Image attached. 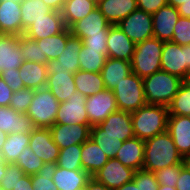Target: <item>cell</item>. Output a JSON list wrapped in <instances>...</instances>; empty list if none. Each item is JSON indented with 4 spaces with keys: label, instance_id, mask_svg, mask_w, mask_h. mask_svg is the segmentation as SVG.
Masks as SVG:
<instances>
[{
    "label": "cell",
    "instance_id": "6da1fadb",
    "mask_svg": "<svg viewBox=\"0 0 190 190\" xmlns=\"http://www.w3.org/2000/svg\"><path fill=\"white\" fill-rule=\"evenodd\" d=\"M182 163L183 157L167 131L145 140L143 170L156 172Z\"/></svg>",
    "mask_w": 190,
    "mask_h": 190
},
{
    "label": "cell",
    "instance_id": "7a4b0ae2",
    "mask_svg": "<svg viewBox=\"0 0 190 190\" xmlns=\"http://www.w3.org/2000/svg\"><path fill=\"white\" fill-rule=\"evenodd\" d=\"M168 107L146 104L131 112L135 137L146 140L167 131Z\"/></svg>",
    "mask_w": 190,
    "mask_h": 190
},
{
    "label": "cell",
    "instance_id": "3957f363",
    "mask_svg": "<svg viewBox=\"0 0 190 190\" xmlns=\"http://www.w3.org/2000/svg\"><path fill=\"white\" fill-rule=\"evenodd\" d=\"M182 82L179 77L163 70L143 78L146 103L168 106Z\"/></svg>",
    "mask_w": 190,
    "mask_h": 190
},
{
    "label": "cell",
    "instance_id": "277c9868",
    "mask_svg": "<svg viewBox=\"0 0 190 190\" xmlns=\"http://www.w3.org/2000/svg\"><path fill=\"white\" fill-rule=\"evenodd\" d=\"M163 44L155 37L137 43L130 61L132 72L143 79L161 70Z\"/></svg>",
    "mask_w": 190,
    "mask_h": 190
},
{
    "label": "cell",
    "instance_id": "5b68a950",
    "mask_svg": "<svg viewBox=\"0 0 190 190\" xmlns=\"http://www.w3.org/2000/svg\"><path fill=\"white\" fill-rule=\"evenodd\" d=\"M60 102L49 89L34 90V97L26 114L31 118L35 127L50 128L55 124V118Z\"/></svg>",
    "mask_w": 190,
    "mask_h": 190
},
{
    "label": "cell",
    "instance_id": "8992f818",
    "mask_svg": "<svg viewBox=\"0 0 190 190\" xmlns=\"http://www.w3.org/2000/svg\"><path fill=\"white\" fill-rule=\"evenodd\" d=\"M112 91L120 111L133 112L147 104L144 95L143 79L133 72Z\"/></svg>",
    "mask_w": 190,
    "mask_h": 190
},
{
    "label": "cell",
    "instance_id": "52a82bcc",
    "mask_svg": "<svg viewBox=\"0 0 190 190\" xmlns=\"http://www.w3.org/2000/svg\"><path fill=\"white\" fill-rule=\"evenodd\" d=\"M161 70L185 81L190 73V44L180 46L172 41H165L161 57Z\"/></svg>",
    "mask_w": 190,
    "mask_h": 190
},
{
    "label": "cell",
    "instance_id": "ba28073f",
    "mask_svg": "<svg viewBox=\"0 0 190 190\" xmlns=\"http://www.w3.org/2000/svg\"><path fill=\"white\" fill-rule=\"evenodd\" d=\"M152 14L136 9L122 19L117 26L135 43L153 37Z\"/></svg>",
    "mask_w": 190,
    "mask_h": 190
},
{
    "label": "cell",
    "instance_id": "9c48e42d",
    "mask_svg": "<svg viewBox=\"0 0 190 190\" xmlns=\"http://www.w3.org/2000/svg\"><path fill=\"white\" fill-rule=\"evenodd\" d=\"M85 106L91 126L98 125L103 122L108 115L118 111L114 93L108 89H104L95 95L87 97Z\"/></svg>",
    "mask_w": 190,
    "mask_h": 190
},
{
    "label": "cell",
    "instance_id": "30bf717a",
    "mask_svg": "<svg viewBox=\"0 0 190 190\" xmlns=\"http://www.w3.org/2000/svg\"><path fill=\"white\" fill-rule=\"evenodd\" d=\"M47 83L46 88L60 102H66L71 96L77 92L74 83V74L63 68H53L49 63L46 64Z\"/></svg>",
    "mask_w": 190,
    "mask_h": 190
},
{
    "label": "cell",
    "instance_id": "8fae6325",
    "mask_svg": "<svg viewBox=\"0 0 190 190\" xmlns=\"http://www.w3.org/2000/svg\"><path fill=\"white\" fill-rule=\"evenodd\" d=\"M135 170L123 165L116 158H109L108 162L92 177L103 185L115 190L123 184L131 182Z\"/></svg>",
    "mask_w": 190,
    "mask_h": 190
},
{
    "label": "cell",
    "instance_id": "7c38bea8",
    "mask_svg": "<svg viewBox=\"0 0 190 190\" xmlns=\"http://www.w3.org/2000/svg\"><path fill=\"white\" fill-rule=\"evenodd\" d=\"M87 97L75 92L69 100L59 104L55 124H84L90 125L86 111Z\"/></svg>",
    "mask_w": 190,
    "mask_h": 190
},
{
    "label": "cell",
    "instance_id": "4fadbf2b",
    "mask_svg": "<svg viewBox=\"0 0 190 190\" xmlns=\"http://www.w3.org/2000/svg\"><path fill=\"white\" fill-rule=\"evenodd\" d=\"M91 125L84 124H54L49 129L53 141L60 149L74 144H82L90 138Z\"/></svg>",
    "mask_w": 190,
    "mask_h": 190
},
{
    "label": "cell",
    "instance_id": "5bb4252c",
    "mask_svg": "<svg viewBox=\"0 0 190 190\" xmlns=\"http://www.w3.org/2000/svg\"><path fill=\"white\" fill-rule=\"evenodd\" d=\"M29 147L44 163H57L60 148L53 141L49 128L36 127L30 134Z\"/></svg>",
    "mask_w": 190,
    "mask_h": 190
},
{
    "label": "cell",
    "instance_id": "9a60e30c",
    "mask_svg": "<svg viewBox=\"0 0 190 190\" xmlns=\"http://www.w3.org/2000/svg\"><path fill=\"white\" fill-rule=\"evenodd\" d=\"M111 24L96 7L86 17L75 22L69 29L71 35L83 40L90 35H108Z\"/></svg>",
    "mask_w": 190,
    "mask_h": 190
},
{
    "label": "cell",
    "instance_id": "2e32d148",
    "mask_svg": "<svg viewBox=\"0 0 190 190\" xmlns=\"http://www.w3.org/2000/svg\"><path fill=\"white\" fill-rule=\"evenodd\" d=\"M61 12L52 10L43 18L33 22L24 32V35L32 40L57 35L66 29Z\"/></svg>",
    "mask_w": 190,
    "mask_h": 190
},
{
    "label": "cell",
    "instance_id": "e0dca14e",
    "mask_svg": "<svg viewBox=\"0 0 190 190\" xmlns=\"http://www.w3.org/2000/svg\"><path fill=\"white\" fill-rule=\"evenodd\" d=\"M98 126L101 128V135L116 136L123 142L135 137L131 112L118 110L108 115Z\"/></svg>",
    "mask_w": 190,
    "mask_h": 190
},
{
    "label": "cell",
    "instance_id": "ac0fdd59",
    "mask_svg": "<svg viewBox=\"0 0 190 190\" xmlns=\"http://www.w3.org/2000/svg\"><path fill=\"white\" fill-rule=\"evenodd\" d=\"M0 33L23 35L21 0H0Z\"/></svg>",
    "mask_w": 190,
    "mask_h": 190
},
{
    "label": "cell",
    "instance_id": "d6986e66",
    "mask_svg": "<svg viewBox=\"0 0 190 190\" xmlns=\"http://www.w3.org/2000/svg\"><path fill=\"white\" fill-rule=\"evenodd\" d=\"M136 44L117 26L111 25L107 37V57L131 61Z\"/></svg>",
    "mask_w": 190,
    "mask_h": 190
},
{
    "label": "cell",
    "instance_id": "ffe728a7",
    "mask_svg": "<svg viewBox=\"0 0 190 190\" xmlns=\"http://www.w3.org/2000/svg\"><path fill=\"white\" fill-rule=\"evenodd\" d=\"M35 128L26 113L17 112L10 106H0V130L4 133L31 134Z\"/></svg>",
    "mask_w": 190,
    "mask_h": 190
},
{
    "label": "cell",
    "instance_id": "44dd1931",
    "mask_svg": "<svg viewBox=\"0 0 190 190\" xmlns=\"http://www.w3.org/2000/svg\"><path fill=\"white\" fill-rule=\"evenodd\" d=\"M153 17V37L161 41H171L174 32V26L180 18L178 9L165 5L152 14Z\"/></svg>",
    "mask_w": 190,
    "mask_h": 190
},
{
    "label": "cell",
    "instance_id": "7402d4cb",
    "mask_svg": "<svg viewBox=\"0 0 190 190\" xmlns=\"http://www.w3.org/2000/svg\"><path fill=\"white\" fill-rule=\"evenodd\" d=\"M167 132L182 157L190 154V116L168 115Z\"/></svg>",
    "mask_w": 190,
    "mask_h": 190
},
{
    "label": "cell",
    "instance_id": "603a6c76",
    "mask_svg": "<svg viewBox=\"0 0 190 190\" xmlns=\"http://www.w3.org/2000/svg\"><path fill=\"white\" fill-rule=\"evenodd\" d=\"M18 35L0 36V72L3 70L19 69L25 61L20 52Z\"/></svg>",
    "mask_w": 190,
    "mask_h": 190
},
{
    "label": "cell",
    "instance_id": "cb8c5ba5",
    "mask_svg": "<svg viewBox=\"0 0 190 190\" xmlns=\"http://www.w3.org/2000/svg\"><path fill=\"white\" fill-rule=\"evenodd\" d=\"M145 140L133 137L125 140L114 158L135 171L142 170L144 164Z\"/></svg>",
    "mask_w": 190,
    "mask_h": 190
},
{
    "label": "cell",
    "instance_id": "d4e9b609",
    "mask_svg": "<svg viewBox=\"0 0 190 190\" xmlns=\"http://www.w3.org/2000/svg\"><path fill=\"white\" fill-rule=\"evenodd\" d=\"M97 8L111 25L138 9L137 0H97Z\"/></svg>",
    "mask_w": 190,
    "mask_h": 190
},
{
    "label": "cell",
    "instance_id": "484cf974",
    "mask_svg": "<svg viewBox=\"0 0 190 190\" xmlns=\"http://www.w3.org/2000/svg\"><path fill=\"white\" fill-rule=\"evenodd\" d=\"M105 89L113 90L118 84L132 73L130 61L107 57L100 72Z\"/></svg>",
    "mask_w": 190,
    "mask_h": 190
},
{
    "label": "cell",
    "instance_id": "4316f807",
    "mask_svg": "<svg viewBox=\"0 0 190 190\" xmlns=\"http://www.w3.org/2000/svg\"><path fill=\"white\" fill-rule=\"evenodd\" d=\"M92 176L84 170L56 168L53 181L58 190H84Z\"/></svg>",
    "mask_w": 190,
    "mask_h": 190
},
{
    "label": "cell",
    "instance_id": "83f0119b",
    "mask_svg": "<svg viewBox=\"0 0 190 190\" xmlns=\"http://www.w3.org/2000/svg\"><path fill=\"white\" fill-rule=\"evenodd\" d=\"M108 160L109 157L91 138L81 144L82 168L91 176L98 172L108 162Z\"/></svg>",
    "mask_w": 190,
    "mask_h": 190
},
{
    "label": "cell",
    "instance_id": "f1b7e54d",
    "mask_svg": "<svg viewBox=\"0 0 190 190\" xmlns=\"http://www.w3.org/2000/svg\"><path fill=\"white\" fill-rule=\"evenodd\" d=\"M83 42L80 38L70 36L67 39L66 47L56 60H50L48 63L53 68L67 69L68 72L75 74L79 71V54Z\"/></svg>",
    "mask_w": 190,
    "mask_h": 190
},
{
    "label": "cell",
    "instance_id": "f546056e",
    "mask_svg": "<svg viewBox=\"0 0 190 190\" xmlns=\"http://www.w3.org/2000/svg\"><path fill=\"white\" fill-rule=\"evenodd\" d=\"M19 73L25 88L37 90L46 87L48 77L46 65L24 61L19 67Z\"/></svg>",
    "mask_w": 190,
    "mask_h": 190
},
{
    "label": "cell",
    "instance_id": "4dcf8cb0",
    "mask_svg": "<svg viewBox=\"0 0 190 190\" xmlns=\"http://www.w3.org/2000/svg\"><path fill=\"white\" fill-rule=\"evenodd\" d=\"M70 36V29L66 28L57 35L36 40L42 51V64L46 65L50 60H56L64 51Z\"/></svg>",
    "mask_w": 190,
    "mask_h": 190
},
{
    "label": "cell",
    "instance_id": "1f68e13d",
    "mask_svg": "<svg viewBox=\"0 0 190 190\" xmlns=\"http://www.w3.org/2000/svg\"><path fill=\"white\" fill-rule=\"evenodd\" d=\"M97 7V0H66L61 15L67 28L86 17Z\"/></svg>",
    "mask_w": 190,
    "mask_h": 190
},
{
    "label": "cell",
    "instance_id": "d6a6232c",
    "mask_svg": "<svg viewBox=\"0 0 190 190\" xmlns=\"http://www.w3.org/2000/svg\"><path fill=\"white\" fill-rule=\"evenodd\" d=\"M76 90L85 97L105 89L101 73L79 70L74 74Z\"/></svg>",
    "mask_w": 190,
    "mask_h": 190
},
{
    "label": "cell",
    "instance_id": "836d02e7",
    "mask_svg": "<svg viewBox=\"0 0 190 190\" xmlns=\"http://www.w3.org/2000/svg\"><path fill=\"white\" fill-rule=\"evenodd\" d=\"M52 10L42 0H21V19L23 34L35 21L43 18Z\"/></svg>",
    "mask_w": 190,
    "mask_h": 190
},
{
    "label": "cell",
    "instance_id": "e575fe53",
    "mask_svg": "<svg viewBox=\"0 0 190 190\" xmlns=\"http://www.w3.org/2000/svg\"><path fill=\"white\" fill-rule=\"evenodd\" d=\"M79 70L100 73L107 59V52L87 49L82 45L79 54Z\"/></svg>",
    "mask_w": 190,
    "mask_h": 190
},
{
    "label": "cell",
    "instance_id": "d590c367",
    "mask_svg": "<svg viewBox=\"0 0 190 190\" xmlns=\"http://www.w3.org/2000/svg\"><path fill=\"white\" fill-rule=\"evenodd\" d=\"M30 134H8L1 150L6 163H15L21 151L29 146Z\"/></svg>",
    "mask_w": 190,
    "mask_h": 190
},
{
    "label": "cell",
    "instance_id": "8d00e7d4",
    "mask_svg": "<svg viewBox=\"0 0 190 190\" xmlns=\"http://www.w3.org/2000/svg\"><path fill=\"white\" fill-rule=\"evenodd\" d=\"M90 138L109 158H114L116 156L123 143V141L119 140V137L112 135H101V128L98 125H93L91 127Z\"/></svg>",
    "mask_w": 190,
    "mask_h": 190
},
{
    "label": "cell",
    "instance_id": "74e56055",
    "mask_svg": "<svg viewBox=\"0 0 190 190\" xmlns=\"http://www.w3.org/2000/svg\"><path fill=\"white\" fill-rule=\"evenodd\" d=\"M167 107L169 115L190 116V85L183 81Z\"/></svg>",
    "mask_w": 190,
    "mask_h": 190
},
{
    "label": "cell",
    "instance_id": "f35d334b",
    "mask_svg": "<svg viewBox=\"0 0 190 190\" xmlns=\"http://www.w3.org/2000/svg\"><path fill=\"white\" fill-rule=\"evenodd\" d=\"M57 164L54 162H47L37 174L31 175L32 186L34 190H58L53 181Z\"/></svg>",
    "mask_w": 190,
    "mask_h": 190
},
{
    "label": "cell",
    "instance_id": "ab89813d",
    "mask_svg": "<svg viewBox=\"0 0 190 190\" xmlns=\"http://www.w3.org/2000/svg\"><path fill=\"white\" fill-rule=\"evenodd\" d=\"M57 166L67 170H83L81 164V144L60 149Z\"/></svg>",
    "mask_w": 190,
    "mask_h": 190
},
{
    "label": "cell",
    "instance_id": "60d3db41",
    "mask_svg": "<svg viewBox=\"0 0 190 190\" xmlns=\"http://www.w3.org/2000/svg\"><path fill=\"white\" fill-rule=\"evenodd\" d=\"M14 164L19 166L24 174L33 175L38 173L43 167L44 162L27 146L21 151Z\"/></svg>",
    "mask_w": 190,
    "mask_h": 190
},
{
    "label": "cell",
    "instance_id": "b9f144b4",
    "mask_svg": "<svg viewBox=\"0 0 190 190\" xmlns=\"http://www.w3.org/2000/svg\"><path fill=\"white\" fill-rule=\"evenodd\" d=\"M20 52L25 61L42 64V51L36 40L26 37L24 34L18 37Z\"/></svg>",
    "mask_w": 190,
    "mask_h": 190
},
{
    "label": "cell",
    "instance_id": "7bdbcfd3",
    "mask_svg": "<svg viewBox=\"0 0 190 190\" xmlns=\"http://www.w3.org/2000/svg\"><path fill=\"white\" fill-rule=\"evenodd\" d=\"M34 97V90L29 88L19 89L13 92L9 106L15 111L26 113Z\"/></svg>",
    "mask_w": 190,
    "mask_h": 190
},
{
    "label": "cell",
    "instance_id": "ee69618b",
    "mask_svg": "<svg viewBox=\"0 0 190 190\" xmlns=\"http://www.w3.org/2000/svg\"><path fill=\"white\" fill-rule=\"evenodd\" d=\"M180 173L181 164L167 166L154 172L159 185H167L171 187H176L177 179L179 178Z\"/></svg>",
    "mask_w": 190,
    "mask_h": 190
},
{
    "label": "cell",
    "instance_id": "f6af8a7d",
    "mask_svg": "<svg viewBox=\"0 0 190 190\" xmlns=\"http://www.w3.org/2000/svg\"><path fill=\"white\" fill-rule=\"evenodd\" d=\"M173 30L172 42L180 46L190 44V18L180 17Z\"/></svg>",
    "mask_w": 190,
    "mask_h": 190
},
{
    "label": "cell",
    "instance_id": "bcb514c9",
    "mask_svg": "<svg viewBox=\"0 0 190 190\" xmlns=\"http://www.w3.org/2000/svg\"><path fill=\"white\" fill-rule=\"evenodd\" d=\"M25 175L23 170L14 163H7L6 174L2 178L1 188L3 190H13L18 180Z\"/></svg>",
    "mask_w": 190,
    "mask_h": 190
},
{
    "label": "cell",
    "instance_id": "7dc6e473",
    "mask_svg": "<svg viewBox=\"0 0 190 190\" xmlns=\"http://www.w3.org/2000/svg\"><path fill=\"white\" fill-rule=\"evenodd\" d=\"M133 181L140 182V190H158L159 183L154 172L143 169L135 171Z\"/></svg>",
    "mask_w": 190,
    "mask_h": 190
},
{
    "label": "cell",
    "instance_id": "c3c4849f",
    "mask_svg": "<svg viewBox=\"0 0 190 190\" xmlns=\"http://www.w3.org/2000/svg\"><path fill=\"white\" fill-rule=\"evenodd\" d=\"M0 76L13 92L25 88L20 78L19 69L3 70L0 72Z\"/></svg>",
    "mask_w": 190,
    "mask_h": 190
},
{
    "label": "cell",
    "instance_id": "681fc988",
    "mask_svg": "<svg viewBox=\"0 0 190 190\" xmlns=\"http://www.w3.org/2000/svg\"><path fill=\"white\" fill-rule=\"evenodd\" d=\"M107 37L108 35H90L85 37L82 42L87 49L100 50L107 52Z\"/></svg>",
    "mask_w": 190,
    "mask_h": 190
},
{
    "label": "cell",
    "instance_id": "f907efd6",
    "mask_svg": "<svg viewBox=\"0 0 190 190\" xmlns=\"http://www.w3.org/2000/svg\"><path fill=\"white\" fill-rule=\"evenodd\" d=\"M168 4V0H137L138 9L153 14Z\"/></svg>",
    "mask_w": 190,
    "mask_h": 190
},
{
    "label": "cell",
    "instance_id": "816d5d0a",
    "mask_svg": "<svg viewBox=\"0 0 190 190\" xmlns=\"http://www.w3.org/2000/svg\"><path fill=\"white\" fill-rule=\"evenodd\" d=\"M176 190H190V170L183 163L181 164V173L177 179Z\"/></svg>",
    "mask_w": 190,
    "mask_h": 190
},
{
    "label": "cell",
    "instance_id": "f5cc1de1",
    "mask_svg": "<svg viewBox=\"0 0 190 190\" xmlns=\"http://www.w3.org/2000/svg\"><path fill=\"white\" fill-rule=\"evenodd\" d=\"M12 95V89L4 82L0 76V106H9Z\"/></svg>",
    "mask_w": 190,
    "mask_h": 190
},
{
    "label": "cell",
    "instance_id": "db71d44e",
    "mask_svg": "<svg viewBox=\"0 0 190 190\" xmlns=\"http://www.w3.org/2000/svg\"><path fill=\"white\" fill-rule=\"evenodd\" d=\"M13 190H34L31 181V175H23L15 185Z\"/></svg>",
    "mask_w": 190,
    "mask_h": 190
},
{
    "label": "cell",
    "instance_id": "11a10c76",
    "mask_svg": "<svg viewBox=\"0 0 190 190\" xmlns=\"http://www.w3.org/2000/svg\"><path fill=\"white\" fill-rule=\"evenodd\" d=\"M84 190H112L102 183L96 181L93 177L88 181Z\"/></svg>",
    "mask_w": 190,
    "mask_h": 190
},
{
    "label": "cell",
    "instance_id": "9f6ffc18",
    "mask_svg": "<svg viewBox=\"0 0 190 190\" xmlns=\"http://www.w3.org/2000/svg\"><path fill=\"white\" fill-rule=\"evenodd\" d=\"M51 10L60 12L66 0H42Z\"/></svg>",
    "mask_w": 190,
    "mask_h": 190
},
{
    "label": "cell",
    "instance_id": "6f0895ef",
    "mask_svg": "<svg viewBox=\"0 0 190 190\" xmlns=\"http://www.w3.org/2000/svg\"><path fill=\"white\" fill-rule=\"evenodd\" d=\"M180 17L190 18V1L183 2L180 6L177 7Z\"/></svg>",
    "mask_w": 190,
    "mask_h": 190
},
{
    "label": "cell",
    "instance_id": "680465c9",
    "mask_svg": "<svg viewBox=\"0 0 190 190\" xmlns=\"http://www.w3.org/2000/svg\"><path fill=\"white\" fill-rule=\"evenodd\" d=\"M115 190H140V182H134L132 180L131 182L125 183Z\"/></svg>",
    "mask_w": 190,
    "mask_h": 190
},
{
    "label": "cell",
    "instance_id": "91938a15",
    "mask_svg": "<svg viewBox=\"0 0 190 190\" xmlns=\"http://www.w3.org/2000/svg\"><path fill=\"white\" fill-rule=\"evenodd\" d=\"M190 0H168V5H171L175 8L180 6L183 2H189Z\"/></svg>",
    "mask_w": 190,
    "mask_h": 190
},
{
    "label": "cell",
    "instance_id": "94428289",
    "mask_svg": "<svg viewBox=\"0 0 190 190\" xmlns=\"http://www.w3.org/2000/svg\"><path fill=\"white\" fill-rule=\"evenodd\" d=\"M8 134L4 133L2 130H0V152L3 148V145L5 143V140L7 139Z\"/></svg>",
    "mask_w": 190,
    "mask_h": 190
},
{
    "label": "cell",
    "instance_id": "6125c7cd",
    "mask_svg": "<svg viewBox=\"0 0 190 190\" xmlns=\"http://www.w3.org/2000/svg\"><path fill=\"white\" fill-rule=\"evenodd\" d=\"M183 165L190 170V154L183 157Z\"/></svg>",
    "mask_w": 190,
    "mask_h": 190
},
{
    "label": "cell",
    "instance_id": "be15d7a7",
    "mask_svg": "<svg viewBox=\"0 0 190 190\" xmlns=\"http://www.w3.org/2000/svg\"><path fill=\"white\" fill-rule=\"evenodd\" d=\"M7 163L5 162L4 156L0 152V169H6Z\"/></svg>",
    "mask_w": 190,
    "mask_h": 190
},
{
    "label": "cell",
    "instance_id": "e7e4bbea",
    "mask_svg": "<svg viewBox=\"0 0 190 190\" xmlns=\"http://www.w3.org/2000/svg\"><path fill=\"white\" fill-rule=\"evenodd\" d=\"M158 190H176V187H171L167 185H159Z\"/></svg>",
    "mask_w": 190,
    "mask_h": 190
},
{
    "label": "cell",
    "instance_id": "03108f58",
    "mask_svg": "<svg viewBox=\"0 0 190 190\" xmlns=\"http://www.w3.org/2000/svg\"><path fill=\"white\" fill-rule=\"evenodd\" d=\"M6 174V169H0V185H1V182H2V178L3 176Z\"/></svg>",
    "mask_w": 190,
    "mask_h": 190
},
{
    "label": "cell",
    "instance_id": "003e7915",
    "mask_svg": "<svg viewBox=\"0 0 190 190\" xmlns=\"http://www.w3.org/2000/svg\"><path fill=\"white\" fill-rule=\"evenodd\" d=\"M185 82H186L188 85H190V73L188 74V76H187Z\"/></svg>",
    "mask_w": 190,
    "mask_h": 190
}]
</instances>
